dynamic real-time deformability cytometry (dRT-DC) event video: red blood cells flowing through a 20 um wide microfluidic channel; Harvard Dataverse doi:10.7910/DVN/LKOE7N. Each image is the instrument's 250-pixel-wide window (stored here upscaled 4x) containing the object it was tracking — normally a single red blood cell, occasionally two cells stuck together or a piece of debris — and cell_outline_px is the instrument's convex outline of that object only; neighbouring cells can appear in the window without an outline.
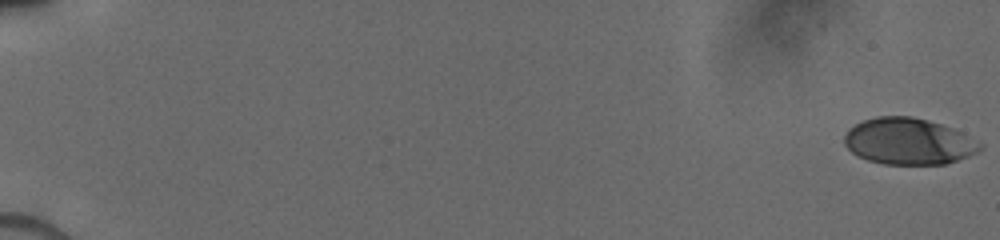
{"species": "human", "species_latin": "Homo sapiens", "temperature_condition": "cold", "stored_images_in_passage": 52, "camera_frame_rate_fps": 3000, "um_per_image_px": 0.085, "donor": {"sex": "male"}, "frame": {"image": 1, "passage_image": 1, "time_ms": 0.0, "image_size_px": [1000, 240], "cell_outline_px": [[980, 148], [976, 152], [968, 156], [948, 164], [884, 164], [868, 160], [852, 152], [844, 144], [844, 136], [848, 128], [864, 120], [876, 116], [912, 116], [940, 124], [952, 128], [960, 132], [980, 144]], "centroid_in_image_um": [77.17, 12.01], "position_along_channel_um": 7.8, "area_um2": 36.3}}
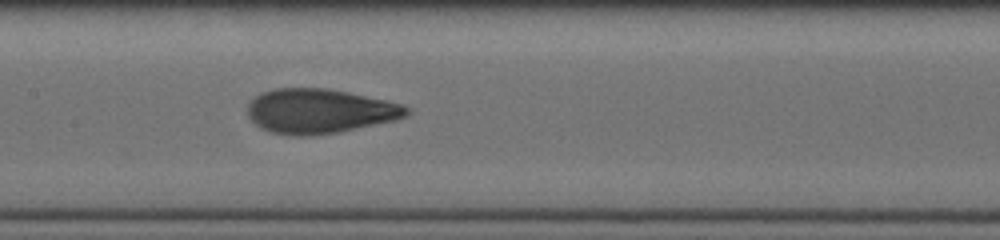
{"frame": {"image": 2, "passage_image": 29, "time_ms": 9.333, "image_size_px": [1000, 240], "cell_outline_px": [[408, 116], [396, 120], [336, 132], [304, 136], [300, 136], [272, 132], [256, 124], [248, 116], [248, 104], [260, 92], [276, 88], [328, 88], [348, 92], [384, 100], [400, 104], [408, 108]], "centroid_in_image_um": [27.15, 9.43], "position_along_channel_um": 180.2, "area_um2": 40.75}}
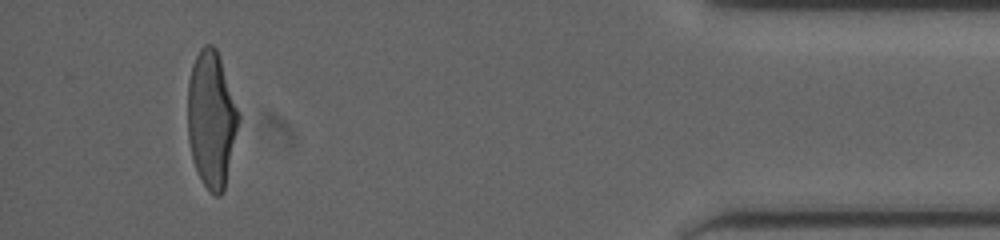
{"frame": {"image": 3, "passage_image": 51, "time_ms": 16.333, "image_size_px": [1000, 240], "cell_outline_px": [[240, 120], [224, 192], [220, 196], [216, 196], [204, 184], [192, 160], [188, 140], [188, 80], [192, 64], [200, 48], [204, 44], [212, 44], [216, 48], [240, 116]], "centroid_in_image_um": [17.96, 10.14], "position_along_channel_um": 417.2, "area_um2": 40.29}}